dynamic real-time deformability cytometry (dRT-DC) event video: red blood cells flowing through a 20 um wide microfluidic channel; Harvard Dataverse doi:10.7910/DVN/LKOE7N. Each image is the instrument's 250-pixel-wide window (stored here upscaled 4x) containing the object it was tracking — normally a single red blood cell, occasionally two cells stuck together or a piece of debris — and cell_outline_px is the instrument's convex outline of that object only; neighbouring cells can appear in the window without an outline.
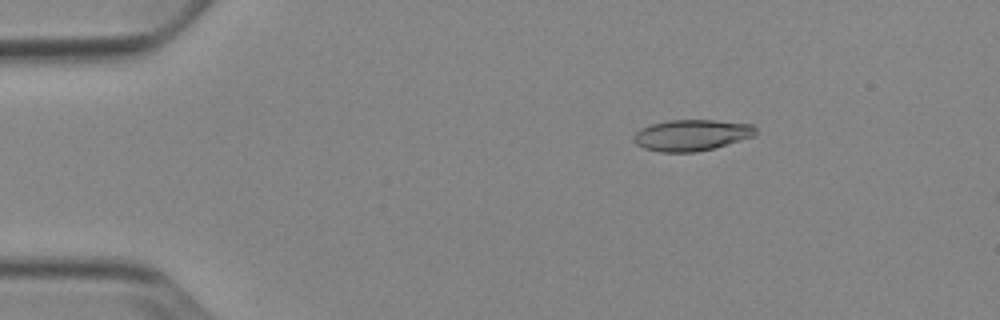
{"species": "Egyptian fruit bat (a non-hibernating species)", "species_latin": "Rousettus aegyptiacus", "temperature_condition": "cold", "stored_images_in_passage": 15, "camera_frame_rate_fps": 3000, "um_per_image_px": 0.085, "animal": {"sex": "female"}, "frame": {"image": 1, "passage_image": 9, "time_ms": 2.667, "image_size_px": [1000, 320], "cell_outline_px": [[756, 136], [712, 148], [696, 152], [660, 152], [644, 148], [636, 144], [632, 140], [632, 136], [640, 128], [652, 124], [668, 120], [716, 120], [752, 124], [756, 128]], "centroid_in_image_um": [58.77, 11.48], "position_along_channel_um": 26.2, "area_um2": 22.25}}